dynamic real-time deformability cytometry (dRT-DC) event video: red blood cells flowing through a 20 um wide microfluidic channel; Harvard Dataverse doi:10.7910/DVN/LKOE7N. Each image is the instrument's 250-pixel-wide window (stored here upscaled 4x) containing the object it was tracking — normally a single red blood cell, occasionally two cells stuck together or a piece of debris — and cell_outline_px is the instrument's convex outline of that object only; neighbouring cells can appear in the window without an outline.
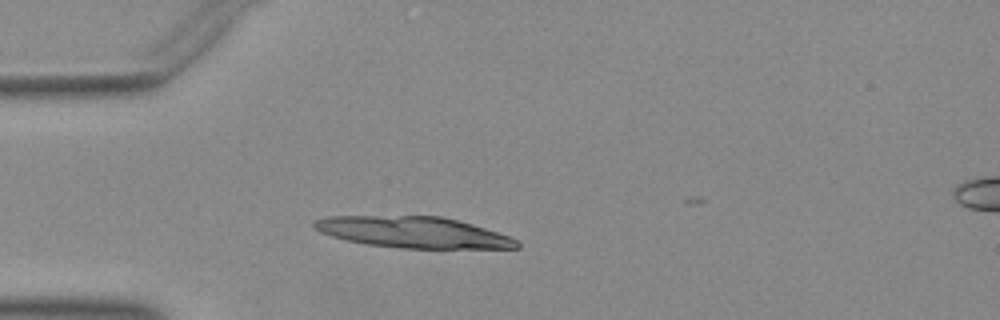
{"species": "Egyptian fruit bat (a non-hibernating species)", "species_latin": "Rousettus aegyptiacus", "temperature_condition": "warm", "stored_images_in_passage": 14, "camera_frame_rate_fps": 3000, "um_per_image_px": 0.085, "animal": {"sex": "female"}, "frame": {"image": 1, "passage_image": 12, "time_ms": 3.667, "image_size_px": [1000, 320], "cell_outline_px": [[520, 248], [404, 248], [368, 244], [348, 240], [332, 236], [320, 232], [312, 224], [312, 220], [328, 216], [440, 216], [460, 220], [508, 236], [516, 240], [520, 244]], "centroid_in_image_um": [35.11, 19.73], "position_along_channel_um": 49.9, "area_um2": 36.47}}